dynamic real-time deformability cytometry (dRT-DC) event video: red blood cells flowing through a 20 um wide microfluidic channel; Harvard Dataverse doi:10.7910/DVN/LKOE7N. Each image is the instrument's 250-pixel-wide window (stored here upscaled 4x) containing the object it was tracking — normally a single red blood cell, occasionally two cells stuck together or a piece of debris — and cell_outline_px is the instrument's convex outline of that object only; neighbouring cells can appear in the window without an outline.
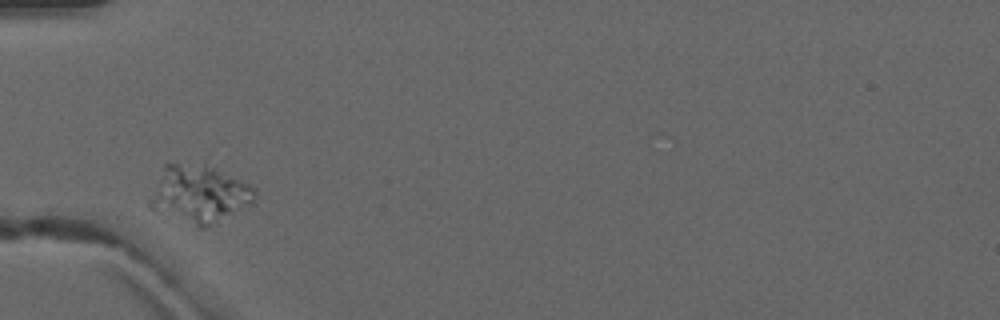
{"species": "common noctule bat (a hibernating species)", "species_latin": "Nyctalus noctula", "temperature_condition": "warm", "stored_images_in_passage": 6, "camera_frame_rate_fps": 3000, "um_per_image_px": 0.085, "animal": {"sex": "male", "forearm_length_mm": 52.5}, "frame": {"image": 1, "passage_image": 1, "time_ms": 0.0, "image_size_px": [1000, 320], "cell_outline_px": [[256, 204], [204, 228], [196, 228], [156, 212], [148, 208], [148, 200], [164, 164], [204, 164], [248, 184], [256, 188]], "centroid_in_image_um": [16.93, 16.55], "position_along_channel_um": 68.1, "area_um2": 35.55}}